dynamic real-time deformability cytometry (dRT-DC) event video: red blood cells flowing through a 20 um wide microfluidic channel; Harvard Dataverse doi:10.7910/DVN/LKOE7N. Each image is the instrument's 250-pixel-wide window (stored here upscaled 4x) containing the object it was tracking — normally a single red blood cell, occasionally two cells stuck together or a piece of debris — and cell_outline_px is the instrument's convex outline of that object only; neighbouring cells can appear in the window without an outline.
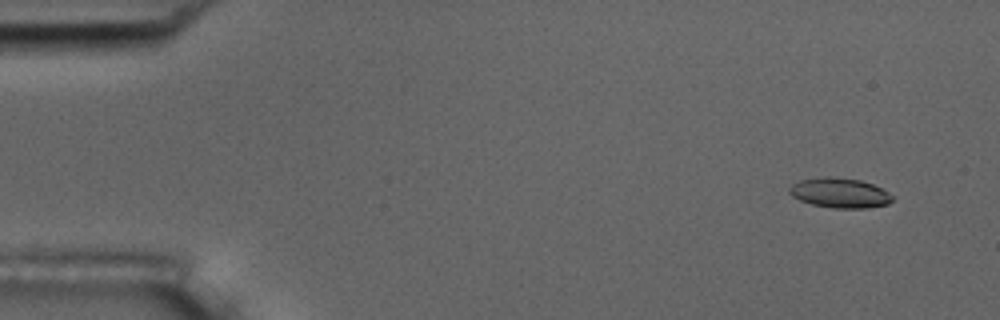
{"species": "common noctule bat (a hibernating species)", "species_latin": "Nyctalus noctula", "temperature_condition": "room temperature", "stored_images_in_passage": 4, "camera_frame_rate_fps": 3000, "um_per_image_px": 0.085, "animal": {"sex": "male", "body_mass_g": 17.5, "forearm_length_mm": 52.3}, "frame": {"image": 1, "passage_image": 1, "time_ms": 0.0, "image_size_px": [1000, 320], "cell_outline_px": [[896, 196], [888, 204], [868, 208], [832, 208], [812, 204], [800, 200], [792, 196], [788, 192], [788, 188], [792, 184], [800, 180], [824, 176], [828, 176], [860, 180], [872, 184]], "centroid_in_image_um": [71.38, 16.4], "position_along_channel_um": 13.6, "area_um2": 18.03}}